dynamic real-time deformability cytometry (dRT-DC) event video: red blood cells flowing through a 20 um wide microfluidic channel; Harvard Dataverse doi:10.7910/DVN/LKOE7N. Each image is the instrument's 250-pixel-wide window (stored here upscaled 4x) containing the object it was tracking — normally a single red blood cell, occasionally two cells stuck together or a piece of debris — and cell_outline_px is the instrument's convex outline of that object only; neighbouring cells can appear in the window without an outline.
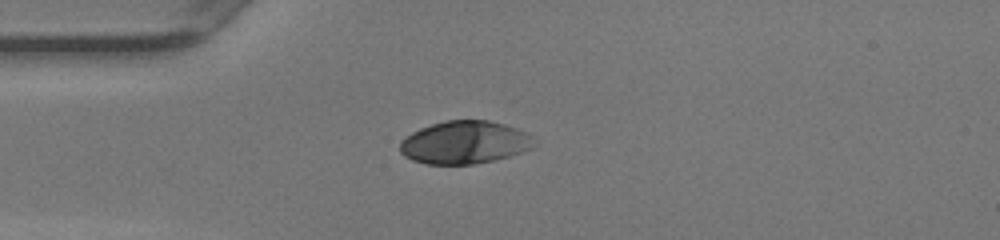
{"species": "human", "species_latin": "Homo sapiens", "temperature_condition": "warm", "stored_images_in_passage": 37, "camera_frame_rate_fps": 3000, "um_per_image_px": 0.085, "donor": {"sex": "female"}, "frame": {"image": 1, "passage_image": 1, "time_ms": 0.0, "image_size_px": [1000, 240], "cell_outline_px": [[536, 144], [532, 148], [512, 156], [472, 164], [428, 164], [412, 160], [404, 156], [400, 152], [400, 140], [412, 132], [420, 128], [444, 120], [488, 120], [504, 124], [528, 132], [536, 140]], "centroid_in_image_um": [39.52, 12.1], "position_along_channel_um": 45.5, "area_um2": 33.76}}
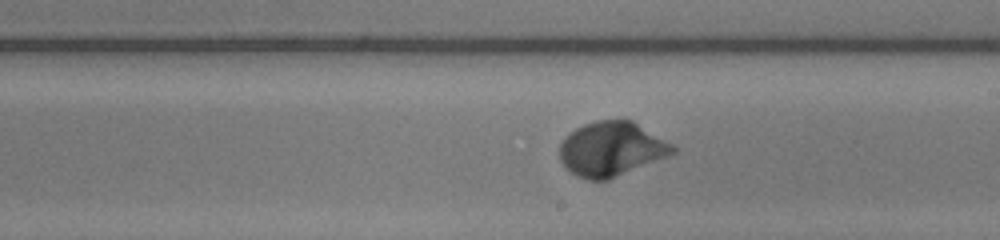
{"frame": {"image": 2, "passage_image": 16, "time_ms": 5.0, "image_size_px": [1000, 240], "cell_outline_px": [[676, 152], [668, 156], [608, 180], [588, 180], [576, 176], [560, 160], [560, 144], [564, 136], [568, 132], [584, 124], [596, 120], [632, 120], [672, 144], [676, 148]], "centroid_in_image_um": [51.95, 12.66], "position_along_channel_um": 237.0, "area_um2": 35.72}}
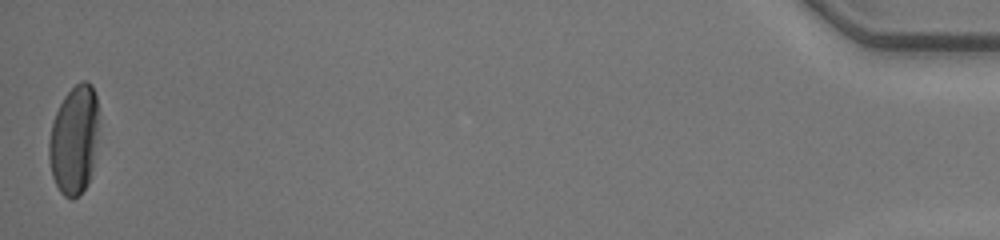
{"frame": {"image": 3, "passage_image": 37, "time_ms": 12.0, "image_size_px": [1000, 240], "cell_outline_px": [[96, 140], [92, 168], [88, 184], [72, 200], [64, 196], [60, 192], [52, 176], [48, 156], [48, 144], [52, 124], [56, 112], [64, 96], [80, 80], [88, 80], [92, 84], [96, 96]], "centroid_in_image_um": [6.27, 11.88], "position_along_channel_um": 428.9, "area_um2": 31.15}, "authors_computed_cell_mechanics": {"area_um2": 34.3332, "velocity_mm_per_s": 4.1756, "shape_relaxation_time_tau1_ms": 2.0456, "shape_relaxation_time_tau2_ms": null, "deformation_change_tau1": 0.1631, "deformation_change_tau2": null}}